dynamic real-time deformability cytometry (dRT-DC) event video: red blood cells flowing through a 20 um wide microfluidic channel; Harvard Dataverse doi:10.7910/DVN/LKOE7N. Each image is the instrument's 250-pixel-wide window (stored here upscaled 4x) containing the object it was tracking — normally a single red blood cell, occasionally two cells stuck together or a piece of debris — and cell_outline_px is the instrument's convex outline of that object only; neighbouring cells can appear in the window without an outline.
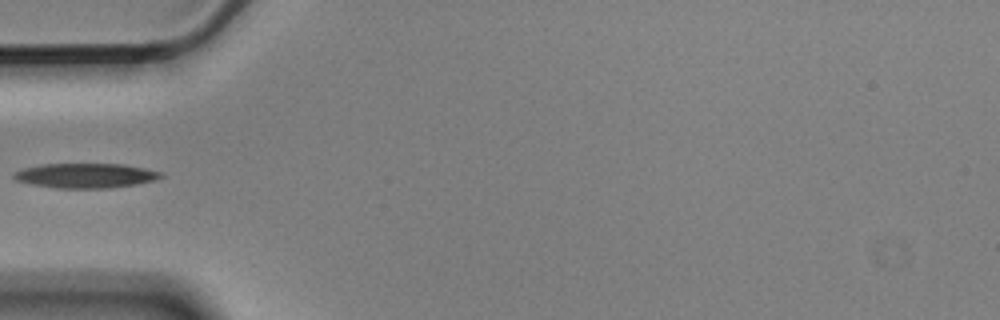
{"species": "Egyptian fruit bat (a non-hibernating species)", "species_latin": "Rousettus aegyptiacus", "temperature_condition": "cold", "stored_images_in_passage": 4, "camera_frame_rate_fps": 3000, "um_per_image_px": 0.085, "animal": {"sex": "male"}, "frame": {"image": 1, "passage_image": 3, "time_ms": 0.667, "image_size_px": [1000, 320], "cell_outline_px": [[164, 176], [156, 180], [136, 184], [112, 188], [56, 188], [32, 184], [16, 180], [12, 176], [12, 172], [24, 168], [40, 164], [124, 164], [144, 168], [160, 172]], "centroid_in_image_um": [7.26, 14.92], "position_along_channel_um": 77.7, "area_um2": 21.21}}
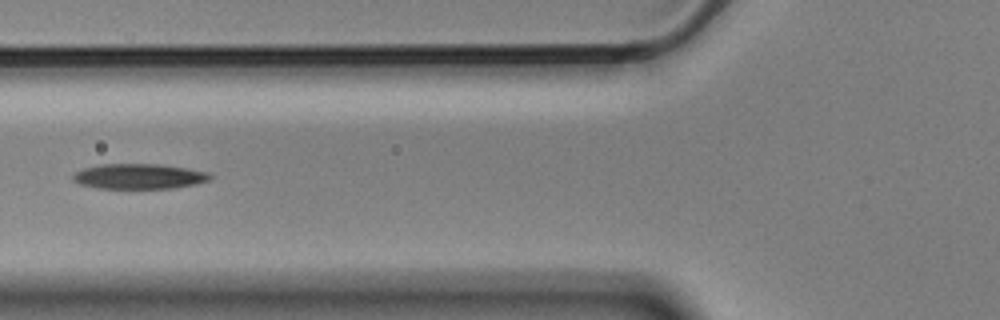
{"frame": {"image": 2, "passage_image": 4, "time_ms": 1.0, "image_size_px": [1000, 320], "cell_outline_px": [[212, 176], [208, 180], [196, 184], [172, 188], [100, 188], [80, 184], [72, 180], [72, 176], [76, 172], [84, 168], [100, 164], [156, 164], [184, 168], [208, 172]], "centroid_in_image_um": [11.79, 14.99], "position_along_channel_um": 114.0, "area_um2": 19.88}}